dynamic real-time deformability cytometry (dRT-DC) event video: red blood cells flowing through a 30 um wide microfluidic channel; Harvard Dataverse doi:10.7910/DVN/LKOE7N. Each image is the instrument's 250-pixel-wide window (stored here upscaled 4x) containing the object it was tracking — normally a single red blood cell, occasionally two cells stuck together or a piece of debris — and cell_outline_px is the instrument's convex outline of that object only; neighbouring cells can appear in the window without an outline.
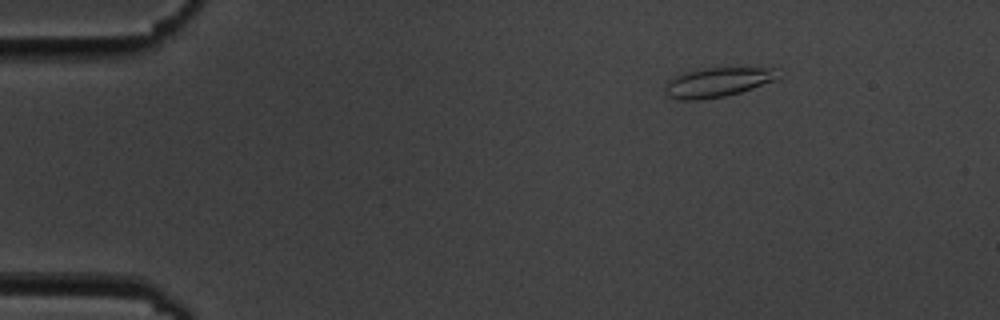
{"species": "common noctule bat (a hibernating species)", "species_latin": "Nyctalus noctula", "temperature_condition": "cold", "stored_images_in_passage": 51, "camera_frame_rate_fps": 3000, "um_per_image_px": 0.085, "animal": {"sex": "male", "body_mass_g": 19.5, "forearm_length_mm": 54.6}, "frame": {"image": 1, "passage_image": 3, "time_ms": 0.667, "image_size_px": [1000, 320], "cell_outline_px": [[780, 76], [776, 80], [740, 92], [724, 96], [704, 100], [680, 100], [668, 96], [664, 92], [664, 88], [668, 80], [684, 72], [704, 68], [776, 68]], "centroid_in_image_um": [60.97, 7.0], "position_along_channel_um": 24.0, "area_um2": 19.42}}
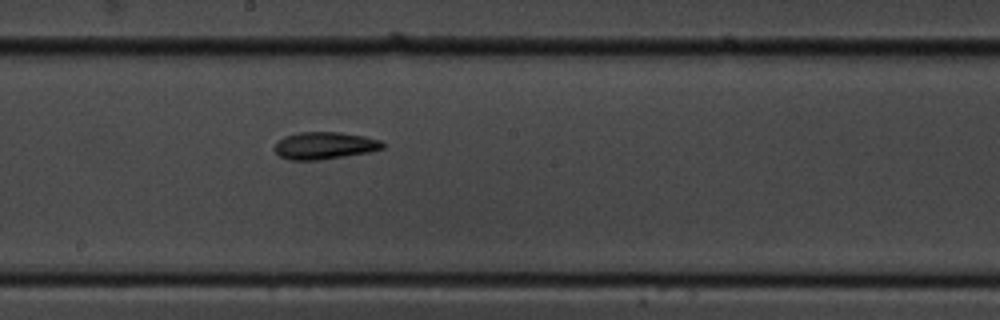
{"frame": {"image": 2, "passage_image": 26, "time_ms": 8.333, "image_size_px": [1000, 320], "cell_outline_px": [[384, 148], [368, 152], [320, 160], [288, 160], [280, 156], [272, 148], [276, 140], [284, 136], [300, 132], [340, 132], [364, 136], [380, 140], [384, 144]], "centroid_in_image_um": [27.53, 12.37], "position_along_channel_um": 220.7, "area_um2": 17.28}}
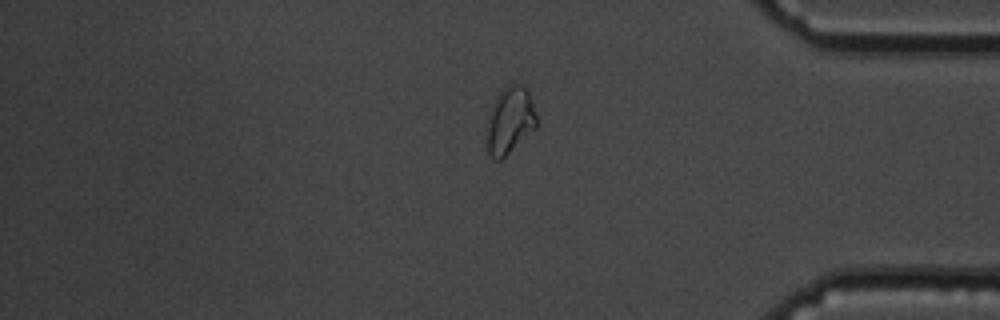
{"frame": {"image": 3, "passage_image": 42, "time_ms": 13.667, "image_size_px": [1000, 320], "cell_outline_px": [[536, 128], [500, 160], [496, 160], [488, 152], [488, 116], [492, 104], [496, 96], [508, 84], [520, 84], [528, 88], [532, 100], [536, 116]], "centroid_in_image_um": [43.36, 10.19], "position_along_channel_um": 391.8, "area_um2": 19.13}, "authors_computed_cell_mechanics": {"area_um2": 17.8024, "velocity_mm_per_s": 3.5909, "shape_relaxation_time_tau1_ms": 5.6769, "shape_relaxation_time_tau2_ms": 3.5288, "deformation_change_tau1": 0.1421, "deformation_change_tau2": 0.0911}}